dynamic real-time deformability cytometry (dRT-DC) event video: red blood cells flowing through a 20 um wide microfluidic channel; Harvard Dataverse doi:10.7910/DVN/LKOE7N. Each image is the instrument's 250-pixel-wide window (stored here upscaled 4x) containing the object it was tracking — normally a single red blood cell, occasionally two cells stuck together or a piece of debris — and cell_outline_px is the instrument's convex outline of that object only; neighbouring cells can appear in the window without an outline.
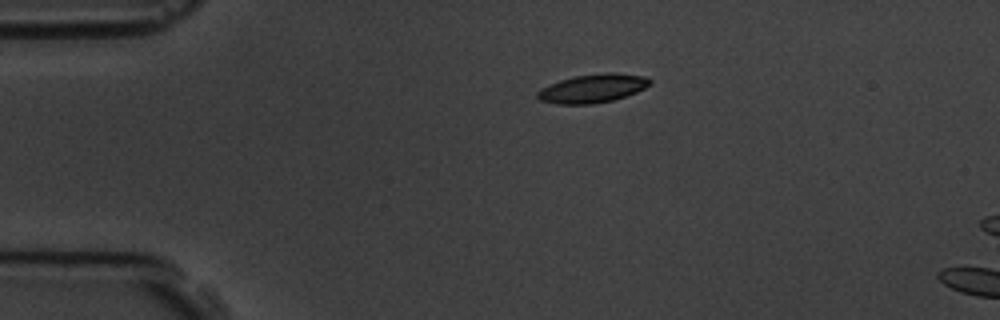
{"species": "common noctule bat (a hibernating species)", "species_latin": "Nyctalus noctula", "temperature_condition": "room temperature", "stored_images_in_passage": 3, "camera_frame_rate_fps": 3000, "um_per_image_px": 0.085, "animal": {"sex": "male", "body_mass_g": 19.5, "forearm_length_mm": 54.6}, "frame": {"image": 1, "passage_image": 1, "time_ms": 0.0, "image_size_px": [1000, 320], "cell_outline_px": [[652, 84], [636, 92], [612, 100], [592, 104], [556, 104], [540, 100], [536, 96], [536, 92], [540, 88], [560, 80], [576, 76], [604, 72], [612, 72], [644, 76], [652, 80]], "centroid_in_image_um": [50.36, 7.51], "position_along_channel_um": 34.6, "area_um2": 18.73}}